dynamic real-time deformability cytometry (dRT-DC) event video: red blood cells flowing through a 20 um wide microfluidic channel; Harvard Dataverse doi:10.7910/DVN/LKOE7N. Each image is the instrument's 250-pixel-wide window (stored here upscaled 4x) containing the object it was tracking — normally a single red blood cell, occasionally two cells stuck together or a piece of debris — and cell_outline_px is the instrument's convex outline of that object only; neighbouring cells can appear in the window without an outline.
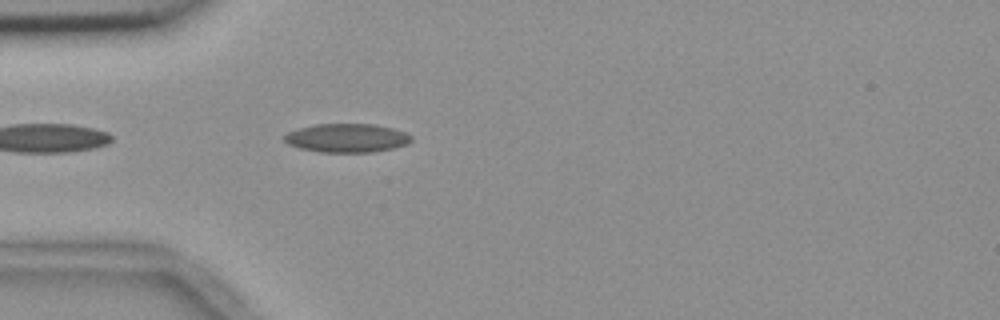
{"species": "common noctule bat (a hibernating species)", "species_latin": "Nyctalus noctula", "temperature_condition": "room temperature", "stored_images_in_passage": 21, "camera_frame_rate_fps": 3000, "um_per_image_px": 0.085, "animal": {"sex": "female", "body_mass_g": 18.4}, "frame": {"image": 1, "passage_image": 4, "time_ms": 1.0, "image_size_px": [1000, 320], "cell_outline_px": [[412, 140], [408, 144], [392, 148], [372, 152], [320, 152], [300, 148], [288, 144], [284, 140], [284, 136], [288, 132], [300, 128], [316, 124], [376, 124], [392, 128], [404, 132], [412, 136]], "centroid_in_image_um": [29.5, 11.73], "position_along_channel_um": 55.5, "area_um2": 21.15}}
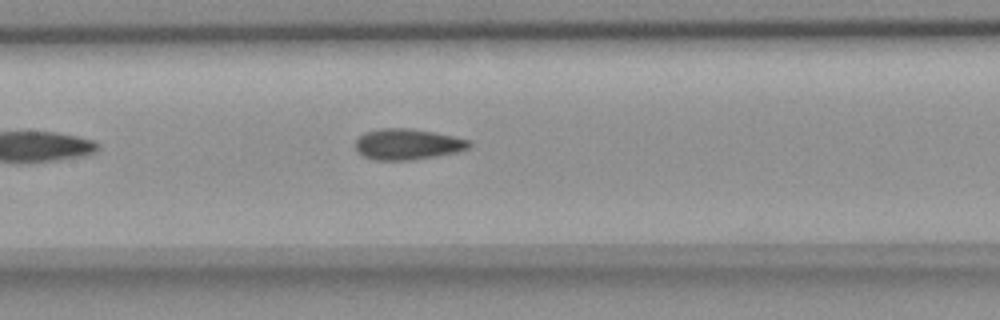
{"frame": {"image": 2, "passage_image": 14, "time_ms": 4.333, "image_size_px": [1000, 320], "cell_outline_px": [[472, 144], [468, 148], [456, 152], [436, 156], [412, 160], [372, 160], [364, 156], [356, 148], [356, 140], [364, 132], [380, 128], [412, 128], [472, 140]], "centroid_in_image_um": [34.65, 12.25], "position_along_channel_um": 172.8, "area_um2": 20.46}}
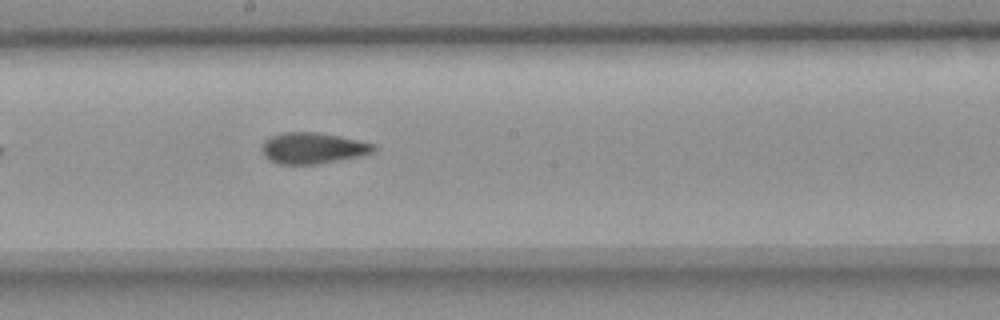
{"frame": {"image": 3, "passage_image": 18, "time_ms": 5.667, "image_size_px": [1000, 320], "cell_outline_px": [[376, 148], [372, 152], [360, 156], [316, 164], [276, 164], [268, 160], [264, 156], [260, 148], [264, 140], [280, 132], [316, 132], [376, 144]], "centroid_in_image_um": [26.52, 12.59], "position_along_channel_um": 221.7, "area_um2": 20.23}}